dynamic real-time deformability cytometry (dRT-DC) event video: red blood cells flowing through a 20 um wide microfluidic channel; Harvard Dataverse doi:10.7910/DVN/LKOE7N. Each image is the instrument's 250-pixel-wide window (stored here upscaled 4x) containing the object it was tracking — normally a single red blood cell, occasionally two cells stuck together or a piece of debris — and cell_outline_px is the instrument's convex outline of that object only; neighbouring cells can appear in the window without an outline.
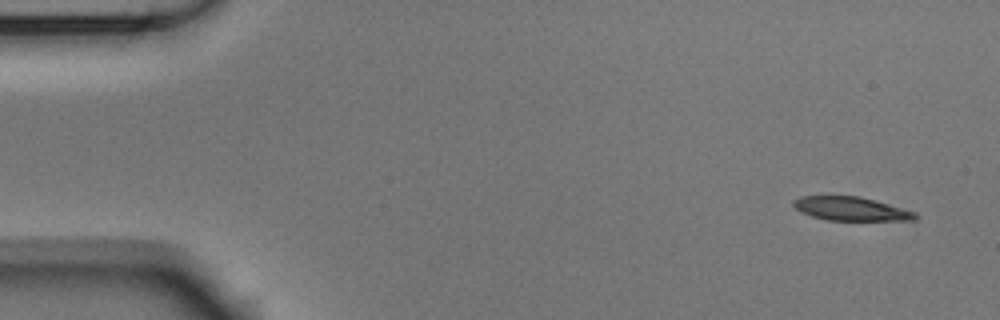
{"species": "Egyptian fruit bat (a non-hibernating species)", "species_latin": "Rousettus aegyptiacus", "temperature_condition": "room temperature", "stored_images_in_passage": 5, "camera_frame_rate_fps": 3000, "um_per_image_px": 0.085, "animal": {"sex": "male"}, "frame": {"image": 1, "passage_image": 1, "time_ms": 0.0, "image_size_px": [1000, 320], "cell_outline_px": [[916, 216], [912, 220], [828, 220], [812, 216], [800, 212], [792, 204], [792, 200], [800, 196], [860, 196], [916, 212]], "centroid_in_image_um": [72.27, 17.74], "position_along_channel_um": 12.7, "area_um2": 16.65}}
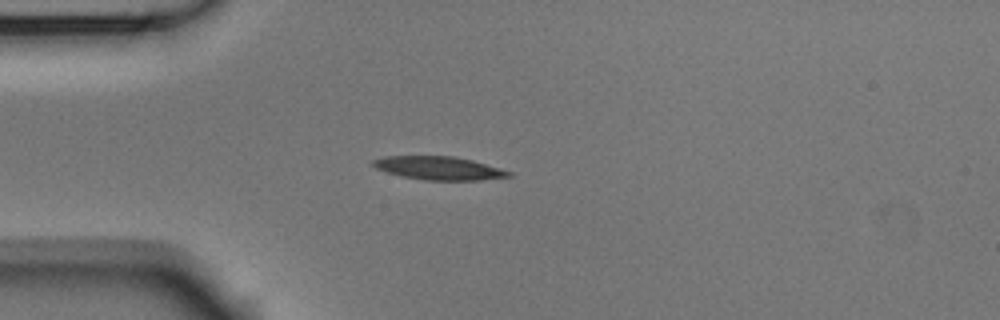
{"frame": {"image": 2, "passage_image": 4, "time_ms": 1.0, "image_size_px": [1000, 320], "cell_outline_px": [[512, 176], [480, 180], [424, 180], [404, 176], [388, 172], [376, 168], [372, 164], [372, 160], [384, 156], [452, 156], [472, 160], [500, 168], [512, 172]], "centroid_in_image_um": [37.32, 14.29], "position_along_channel_um": 47.7, "area_um2": 18.26}}